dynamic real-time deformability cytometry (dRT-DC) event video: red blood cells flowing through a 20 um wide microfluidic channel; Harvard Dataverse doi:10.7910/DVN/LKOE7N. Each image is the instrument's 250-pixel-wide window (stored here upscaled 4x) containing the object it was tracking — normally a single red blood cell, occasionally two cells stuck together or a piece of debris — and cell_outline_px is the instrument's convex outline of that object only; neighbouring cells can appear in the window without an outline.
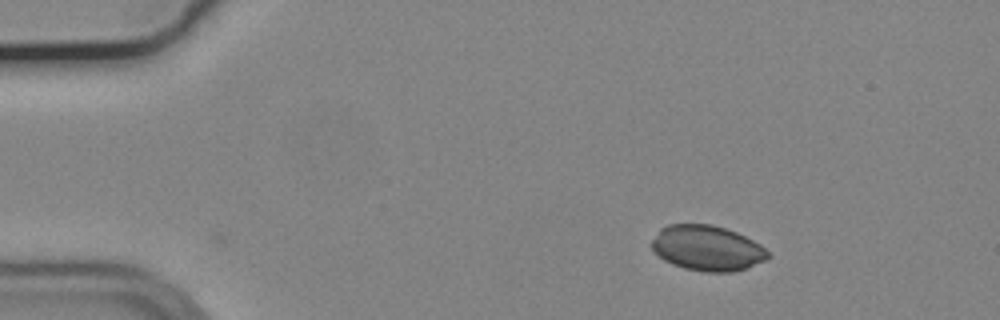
{"species": "common noctule bat (a hibernating species)", "species_latin": "Nyctalus noctula", "temperature_condition": "cold", "stored_images_in_passage": 48, "camera_frame_rate_fps": 3000, "um_per_image_px": 0.085, "animal": {"sex": "male", "body_mass_g": 19.2, "forearm_length_mm": 51.8}, "frame": {"image": 1, "passage_image": 1, "time_ms": 0.0, "image_size_px": [1000, 320], "cell_outline_px": [[768, 260], [732, 272], [704, 272], [684, 268], [672, 264], [664, 260], [648, 244], [660, 228], [668, 224], [712, 224], [736, 232], [760, 244], [768, 252]], "centroid_in_image_um": [60.07, 21.08], "position_along_channel_um": 24.9, "area_um2": 30.69}}
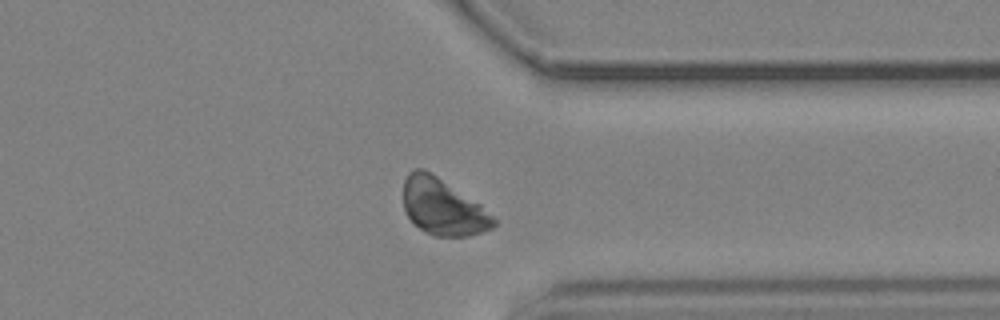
{"frame": {"image": 2, "passage_image": 36, "time_ms": 11.667, "image_size_px": [1000, 320], "cell_outline_px": [[496, 224], [492, 228], [468, 236], [436, 236], [412, 224], [404, 208], [404, 180], [408, 172], [416, 168], [424, 168], [480, 204], [496, 220]], "centroid_in_image_um": [37.61, 17.58], "position_along_channel_um": 373.8, "area_um2": 29.3}}
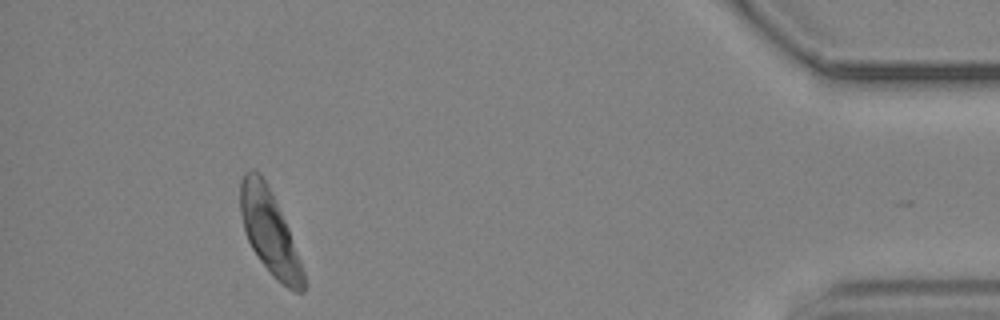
{"frame": {"image": 3, "passage_image": 44, "time_ms": 14.333, "image_size_px": [1000, 320], "cell_outline_px": [[304, 292], [292, 292], [260, 260], [252, 248], [248, 240], [244, 228], [240, 212], [240, 180], [244, 172], [252, 168], [260, 172], [288, 228], [300, 260], [304, 272]], "centroid_in_image_um": [22.88, 19.68], "position_along_channel_um": 412.3, "area_um2": 29.94}, "authors_computed_cell_mechanics": {"area_um2": 29.5936, "velocity_mm_per_s": 3.666, "shape_relaxation_time_tau1_ms": 1.5511, "shape_relaxation_time_tau2_ms": null, "deformation_change_tau1": 0.0737, "deformation_change_tau2": null}}